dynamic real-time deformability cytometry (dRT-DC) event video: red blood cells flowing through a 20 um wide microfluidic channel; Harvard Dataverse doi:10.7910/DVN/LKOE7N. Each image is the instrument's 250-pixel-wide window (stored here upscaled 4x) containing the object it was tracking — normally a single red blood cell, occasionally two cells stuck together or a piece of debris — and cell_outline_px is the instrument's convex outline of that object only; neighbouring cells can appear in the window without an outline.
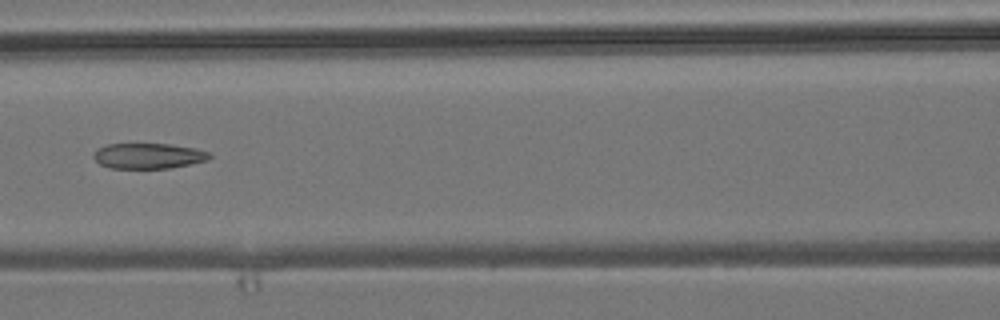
{"species": "common noctule bat (a hibernating species)", "species_latin": "Nyctalus noctula", "temperature_condition": "room temperature", "stored_images_in_passage": 8, "camera_frame_rate_fps": 3000, "um_per_image_px": 0.085, "animal": {"sex": "male", "body_mass_g": 19.2, "forearm_length_mm": 51.8}, "frame": {"image": 1, "passage_image": 7, "time_ms": 7.0, "image_size_px": [1000, 320], "cell_outline_px": [[212, 156], [208, 160], [168, 168], [112, 168], [100, 164], [92, 156], [100, 148], [108, 144], [168, 144], [196, 148], [208, 152]], "centroid_in_image_um": [12.63, 13.25], "position_along_channel_um": 154.0, "area_um2": 16.94}}
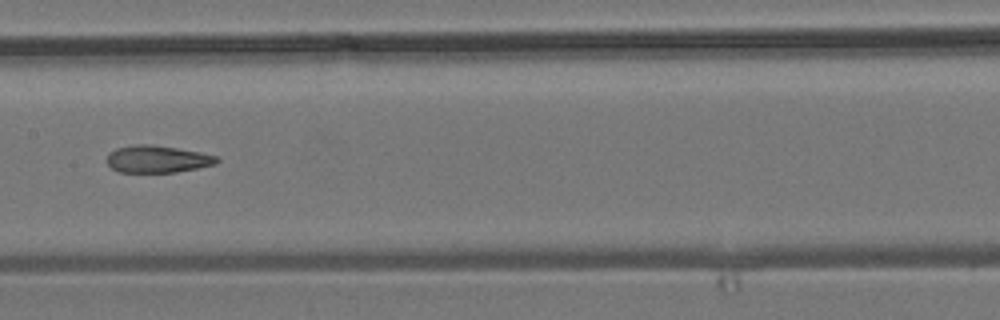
{"frame": {"image": 2, "passage_image": 8, "time_ms": 8.0, "image_size_px": [1000, 320], "cell_outline_px": [[220, 160], [216, 164], [176, 172], [120, 172], [112, 168], [104, 160], [108, 152], [116, 148], [136, 144], [148, 144], [176, 148], [200, 152], [216, 156]], "centroid_in_image_um": [13.33, 13.52], "position_along_channel_um": 194.1, "area_um2": 17.46}}